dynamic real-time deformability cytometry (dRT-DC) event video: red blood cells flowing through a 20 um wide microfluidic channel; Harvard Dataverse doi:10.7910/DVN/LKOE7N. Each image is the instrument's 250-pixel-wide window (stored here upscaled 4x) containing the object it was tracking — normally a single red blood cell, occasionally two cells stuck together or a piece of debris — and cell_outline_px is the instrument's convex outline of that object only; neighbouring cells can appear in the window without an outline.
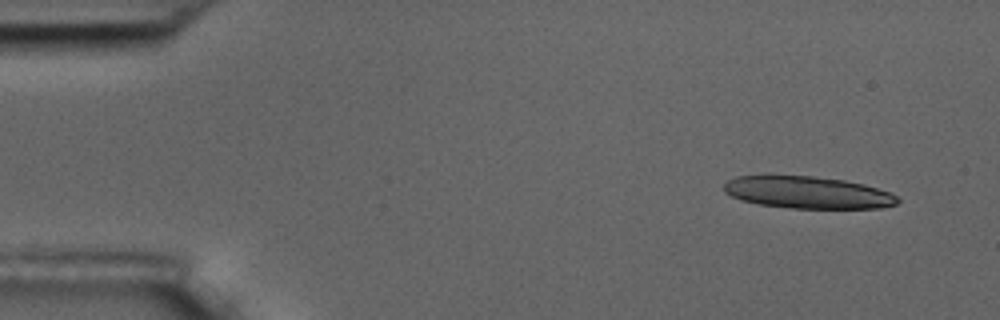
{"species": "common noctule bat (a hibernating species)", "species_latin": "Nyctalus noctula", "temperature_condition": "room temperature", "stored_images_in_passage": 5, "segment_of_instrument_passage": [1, 2], "camera_frame_rate_fps": 3000, "um_per_image_px": 0.085, "animal": {"sex": "male", "body_mass_g": 17.5, "forearm_length_mm": 52.3}, "frame": {"image": 1, "passage_image": 1, "time_ms": 0.0, "image_size_px": [1000, 320], "cell_outline_px": [[900, 200], [896, 204], [880, 208], [792, 208], [760, 204], [740, 200], [724, 192], [724, 184], [728, 180], [736, 176], [768, 172], [812, 176], [844, 180], [864, 184], [892, 192]], "centroid_in_image_um": [68.57, 16.31], "position_along_channel_um": 16.4, "area_um2": 33.47}}